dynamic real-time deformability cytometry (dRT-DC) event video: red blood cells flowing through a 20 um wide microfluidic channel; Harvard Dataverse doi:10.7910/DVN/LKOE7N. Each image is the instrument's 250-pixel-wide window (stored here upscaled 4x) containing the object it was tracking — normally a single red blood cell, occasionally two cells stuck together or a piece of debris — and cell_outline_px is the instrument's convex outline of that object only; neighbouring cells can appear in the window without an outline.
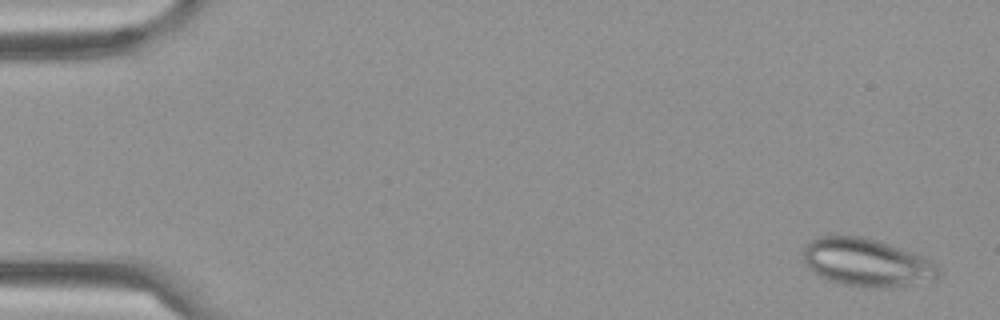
{"species": "Egyptian fruit bat (a non-hibernating species)", "species_latin": "Rousettus aegyptiacus", "temperature_condition": "cold", "stored_images_in_passage": 57, "camera_frame_rate_fps": 3000, "um_per_image_px": 0.085, "frame": {"image": 1, "passage_image": 3, "time_ms": 0.667, "image_size_px": [1000, 320], "cell_outline_px": [[940, 280], [912, 284], [880, 288], [872, 288], [840, 284], [828, 280], [820, 276], [804, 260], [800, 252], [804, 244], [808, 240], [820, 236], [860, 236], [876, 240], [912, 252], [932, 260], [940, 264]], "centroid_in_image_um": [73.71, 22.31], "position_along_channel_um": 11.3, "area_um2": 38.21}}
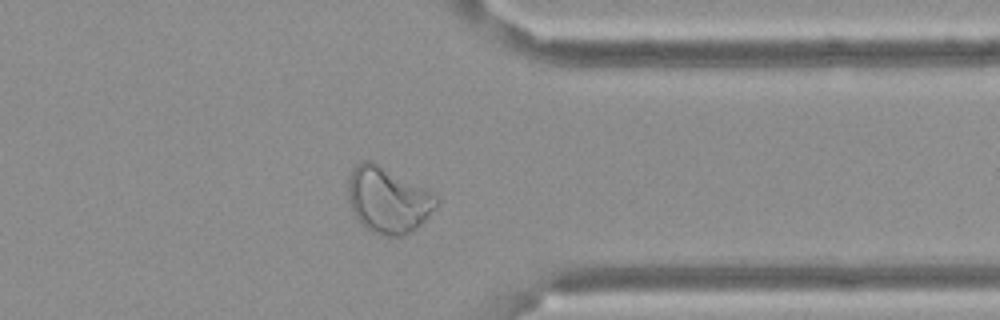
{"frame": {"image": 2, "passage_image": 48, "time_ms": 15.667, "image_size_px": [1000, 320], "cell_outline_px": [[440, 200], [428, 216], [416, 228], [404, 236], [388, 236], [372, 232], [364, 228], [356, 220], [352, 212], [348, 200], [348, 180], [352, 168], [360, 160], [368, 160], [376, 164], [436, 196]], "centroid_in_image_um": [32.89, 17.05], "position_along_channel_um": 378.5, "area_um2": 33.29}}
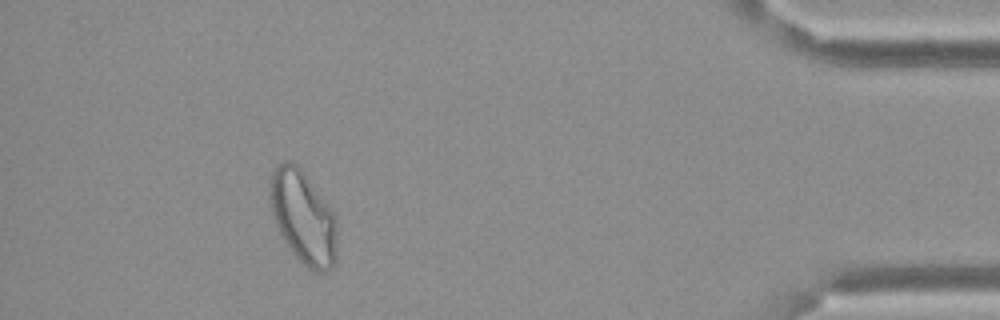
{"frame": {"image": 3, "passage_image": 55, "time_ms": 18.0, "image_size_px": [1000, 320], "cell_outline_px": [[336, 260], [332, 268], [328, 272], [312, 272], [292, 252], [284, 240], [276, 224], [268, 200], [268, 188], [272, 172], [284, 160], [292, 160], [300, 168], [328, 204], [336, 216]], "centroid_in_image_um": [25.76, 18.47], "position_along_channel_um": 409.4, "area_um2": 36.53}}